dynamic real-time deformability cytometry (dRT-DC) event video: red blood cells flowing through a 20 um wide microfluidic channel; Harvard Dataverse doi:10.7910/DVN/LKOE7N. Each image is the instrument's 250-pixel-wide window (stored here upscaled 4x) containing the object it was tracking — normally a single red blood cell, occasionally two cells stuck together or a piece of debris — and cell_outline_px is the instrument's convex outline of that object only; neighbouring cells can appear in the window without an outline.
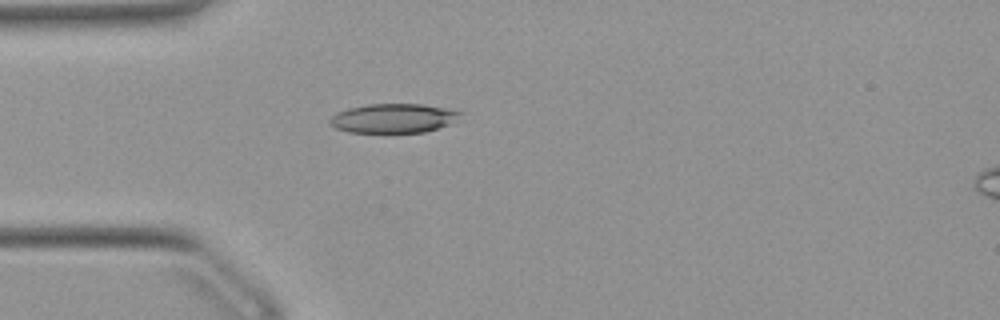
{"species": "Egyptian fruit bat (a non-hibernating species)", "species_latin": "Rousettus aegyptiacus", "temperature_condition": "warm", "stored_images_in_passage": 38, "camera_frame_rate_fps": 3000, "um_per_image_px": 0.085, "animal": {"sex": "female"}, "frame": {"image": 1, "passage_image": 1, "time_ms": 0.0, "image_size_px": [1000, 320], "cell_outline_px": [[464, 112], [448, 124], [424, 132], [348, 132], [336, 128], [328, 124], [328, 120], [336, 112], [348, 108], [368, 104], [424, 104]], "centroid_in_image_um": [33.37, 10.04], "position_along_channel_um": 51.6, "area_um2": 22.02}}
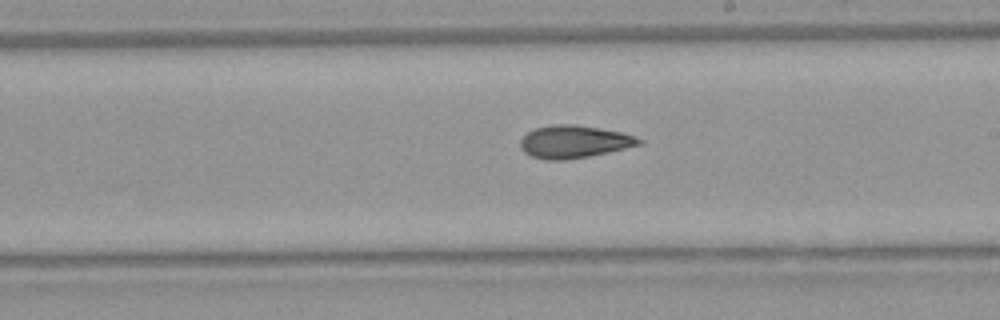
{"frame": {"image": 2, "passage_image": 16, "time_ms": 5.0, "image_size_px": [1000, 320], "cell_outline_px": [[644, 140], [640, 144], [608, 152], [588, 156], [564, 160], [544, 160], [532, 156], [524, 152], [520, 148], [520, 140], [528, 132], [536, 128], [556, 124], [572, 124], [600, 128], [620, 132], [636, 136]], "centroid_in_image_um": [48.78, 12.05], "position_along_channel_um": 240.2, "area_um2": 22.37}}
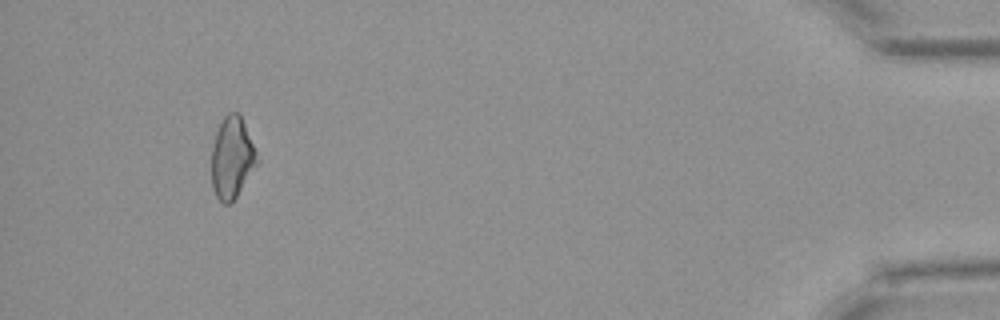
{"frame": {"image": 3, "passage_image": 35, "time_ms": 11.333, "image_size_px": [1000, 320], "cell_outline_px": [[260, 160], [236, 196], [228, 204], [224, 204], [216, 196], [212, 188], [212, 148], [216, 132], [224, 116], [228, 112], [236, 112], [240, 116], [244, 124]], "centroid_in_image_um": [19.71, 13.41], "position_along_channel_um": 415.5, "area_um2": 21.27}, "authors_computed_cell_mechanics": {"area_um2": 21.964, "velocity_mm_per_s": 3.9274, "shape_relaxation_time_tau1_ms": 7.6315, "shape_relaxation_time_tau2_ms": 4.1619, "deformation_change_tau1": 0.1686, "deformation_change_tau2": 0.1154}}